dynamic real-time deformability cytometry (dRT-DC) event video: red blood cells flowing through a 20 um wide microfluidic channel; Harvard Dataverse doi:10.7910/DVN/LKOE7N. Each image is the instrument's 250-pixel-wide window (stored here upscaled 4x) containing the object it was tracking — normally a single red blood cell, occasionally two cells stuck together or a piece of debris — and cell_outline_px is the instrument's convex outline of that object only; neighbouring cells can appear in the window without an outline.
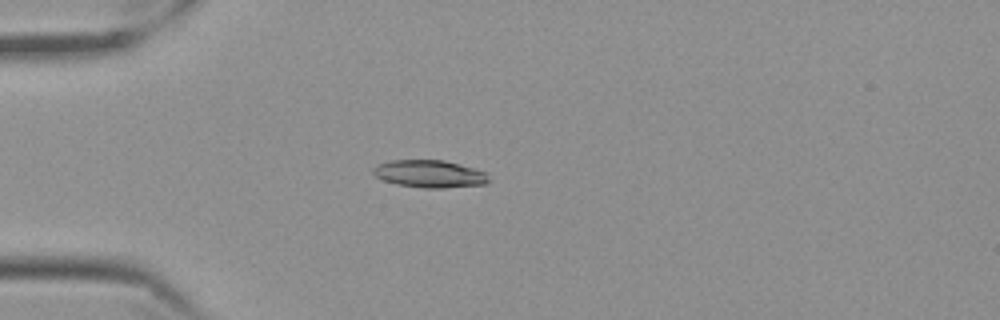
{"species": "Egyptian fruit bat (a non-hibernating species)", "species_latin": "Rousettus aegyptiacus", "temperature_condition": "cold", "stored_images_in_passage": 45, "camera_frame_rate_fps": 3000, "um_per_image_px": 0.085, "frame": {"image": 1, "passage_image": 3, "time_ms": 0.667, "image_size_px": [1000, 320], "cell_outline_px": [[488, 180], [484, 184], [444, 188], [424, 188], [396, 184], [384, 180], [376, 176], [372, 172], [372, 168], [376, 164], [392, 160], [444, 160], [488, 172]], "centroid_in_image_um": [36.49, 14.77], "position_along_channel_um": 48.5, "area_um2": 18.5}}
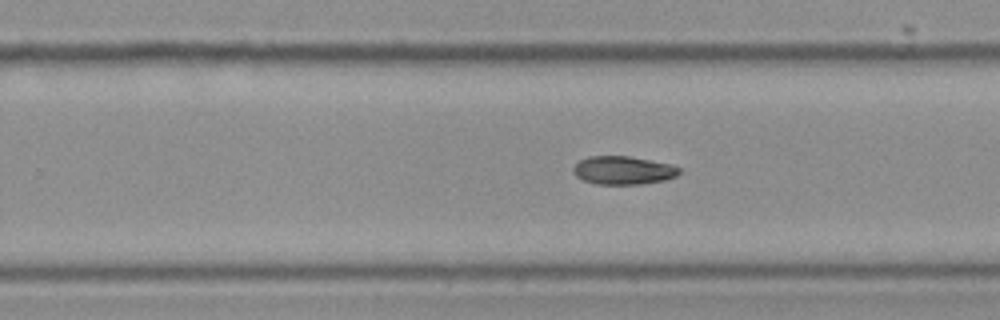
{"frame": {"image": 2, "passage_image": 24, "time_ms": 7.667, "image_size_px": [1000, 320], "cell_outline_px": [[680, 172], [676, 176], [664, 180], [640, 184], [596, 184], [584, 180], [576, 176], [572, 172], [572, 168], [580, 160], [588, 156], [628, 156], [672, 164], [680, 168]], "centroid_in_image_um": [52.96, 14.47], "position_along_channel_um": 276.8, "area_um2": 17.46}}
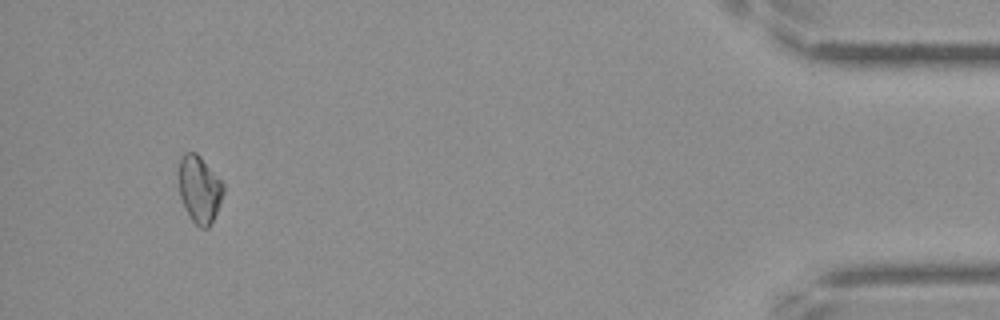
{"frame": {"image": 3, "passage_image": 42, "time_ms": 13.667, "image_size_px": [1000, 320], "cell_outline_px": [[224, 192], [216, 212], [208, 228], [200, 228], [192, 220], [180, 196], [180, 156], [184, 152], [196, 152], [200, 156], [224, 184]], "centroid_in_image_um": [16.96, 16.06], "position_along_channel_um": 418.2, "area_um2": 16.99}}